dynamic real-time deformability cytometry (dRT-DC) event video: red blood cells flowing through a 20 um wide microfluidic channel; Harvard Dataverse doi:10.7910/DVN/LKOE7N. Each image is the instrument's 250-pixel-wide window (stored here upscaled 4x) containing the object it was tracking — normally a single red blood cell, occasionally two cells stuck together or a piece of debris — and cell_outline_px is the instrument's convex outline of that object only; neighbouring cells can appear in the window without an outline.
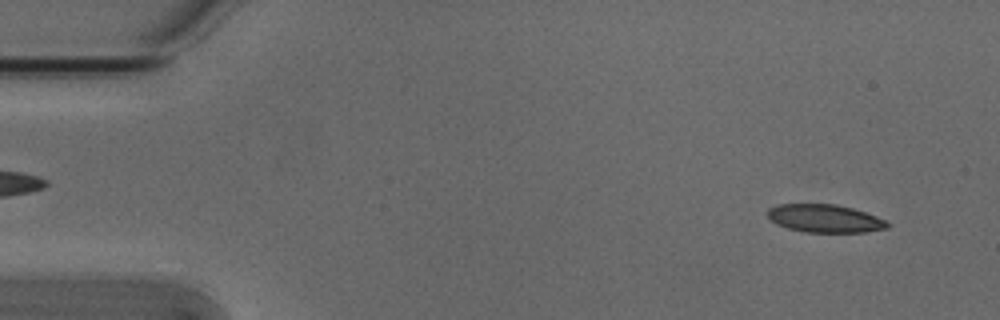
{"species": "Egyptian fruit bat (a non-hibernating species)", "species_latin": "Rousettus aegyptiacus", "temperature_condition": "cold", "stored_images_in_passage": 52, "camera_frame_rate_fps": 3000, "um_per_image_px": 0.085, "animal": {"sex": "male"}, "frame": {"image": 1, "passage_image": 3, "time_ms": 0.667, "image_size_px": [1000, 320], "cell_outline_px": [[892, 224], [888, 228], [864, 232], [804, 232], [788, 228], [776, 224], [768, 216], [768, 208], [776, 204], [836, 204], [852, 208], [876, 216]], "centroid_in_image_um": [70.11, 18.57], "position_along_channel_um": 14.9, "area_um2": 19.54}}
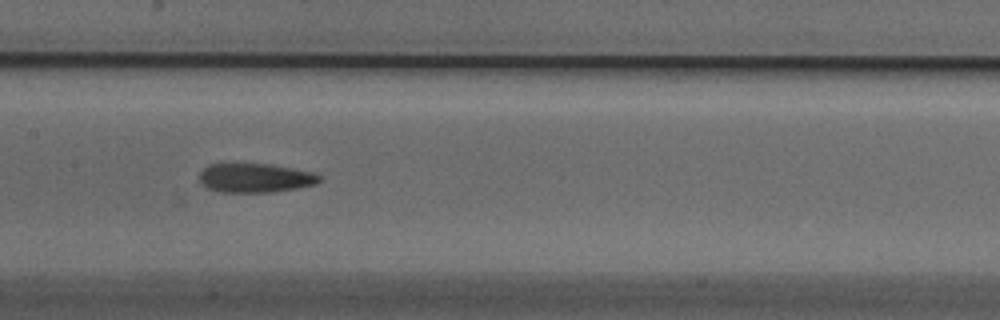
{"frame": {"image": 2, "passage_image": 25, "time_ms": 8.0, "image_size_px": [1000, 320], "cell_outline_px": [[320, 180], [316, 184], [296, 188], [272, 192], [220, 192], [208, 188], [200, 180], [200, 172], [208, 164], [268, 164], [312, 172], [320, 176]], "centroid_in_image_um": [21.68, 15.13], "position_along_channel_um": 185.7, "area_um2": 20.06}}
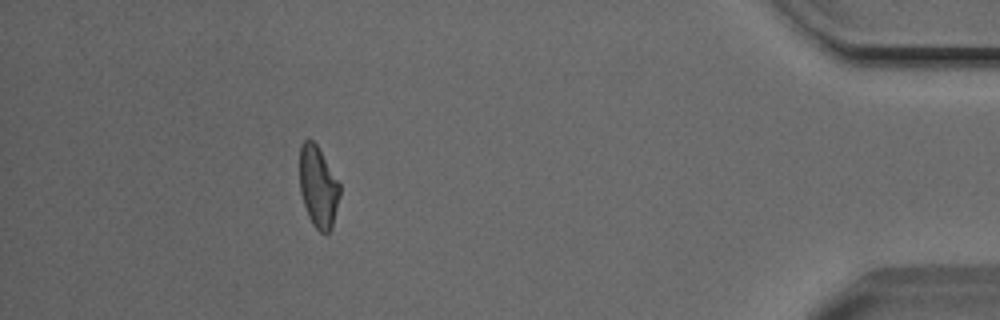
{"frame": {"image": 3, "passage_image": 47, "time_ms": 15.333, "image_size_px": [1000, 320], "cell_outline_px": [[340, 196], [332, 228], [328, 232], [320, 232], [312, 224], [308, 216], [300, 192], [300, 144], [308, 136], [316, 144], [340, 184]], "centroid_in_image_um": [27.04, 15.87], "position_along_channel_um": 408.2, "area_um2": 19.02}, "authors_computed_cell_mechanics": {"area_um2": 20.4034, "velocity_mm_per_s": 3.8061, "shape_relaxation_time_tau1_ms": 3.2735, "shape_relaxation_time_tau2_ms": 2.6836, "deformation_change_tau1": 0.1274, "deformation_change_tau2": 0.1176}}